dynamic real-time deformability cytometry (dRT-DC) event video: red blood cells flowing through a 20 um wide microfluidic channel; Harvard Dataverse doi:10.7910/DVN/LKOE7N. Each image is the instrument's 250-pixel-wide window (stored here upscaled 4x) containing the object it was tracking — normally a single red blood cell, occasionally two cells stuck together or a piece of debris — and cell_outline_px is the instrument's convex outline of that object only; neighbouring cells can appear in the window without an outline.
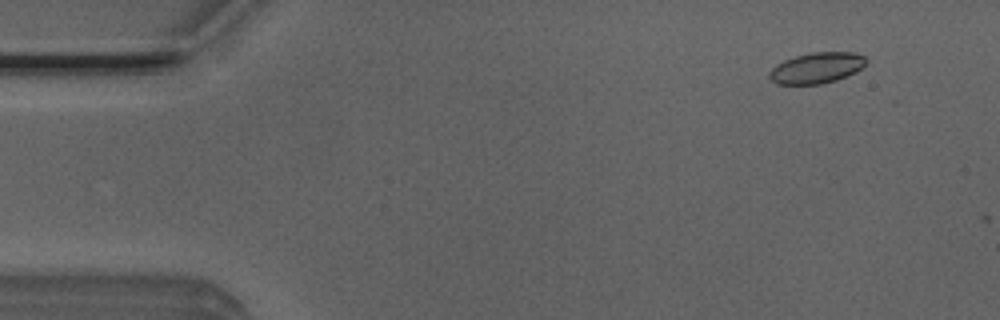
{"species": "Egyptian fruit bat (a non-hibernating species)", "species_latin": "Rousettus aegyptiacus", "temperature_condition": "room temperature", "stored_images_in_passage": 2, "camera_frame_rate_fps": 3000, "um_per_image_px": 0.085, "animal": {"sex": "male"}, "frame": {"image": 1, "passage_image": 1, "time_ms": 0.0, "image_size_px": [1000, 320], "cell_outline_px": [[868, 60], [860, 68], [836, 80], [820, 84], [776, 84], [768, 76], [768, 72], [776, 64], [784, 60], [796, 56], [812, 52], [856, 52], [864, 56]], "centroid_in_image_um": [69.38, 5.76], "position_along_channel_um": 15.6, "area_um2": 17.22}}